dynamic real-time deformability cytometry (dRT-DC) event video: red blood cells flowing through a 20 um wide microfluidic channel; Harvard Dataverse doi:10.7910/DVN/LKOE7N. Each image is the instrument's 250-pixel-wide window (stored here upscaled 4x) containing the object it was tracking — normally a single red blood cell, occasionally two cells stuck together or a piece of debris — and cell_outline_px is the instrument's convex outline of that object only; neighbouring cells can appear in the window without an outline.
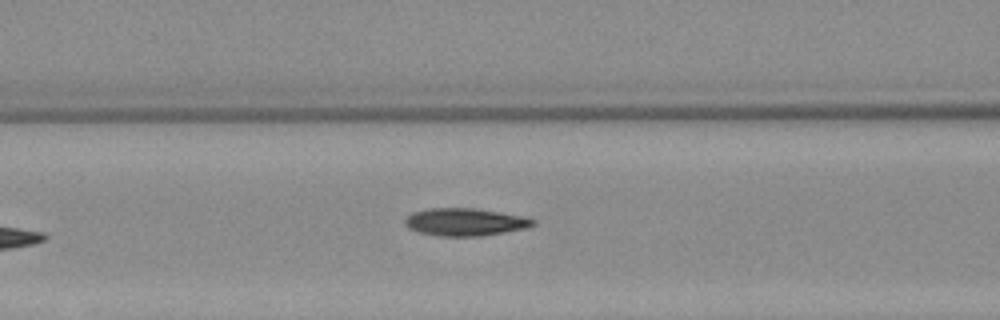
{"species": "Egyptian fruit bat (a non-hibernating species)", "species_latin": "Rousettus aegyptiacus", "temperature_condition": "warm", "stored_images_in_passage": 4, "camera_frame_rate_fps": 3000, "um_per_image_px": 0.085, "animal": {"sex": "female"}, "frame": {"image": 1, "passage_image": 4, "time_ms": 3.667, "image_size_px": [1000, 320], "cell_outline_px": [[536, 224], [528, 228], [480, 236], [440, 236], [420, 232], [408, 228], [404, 224], [404, 220], [412, 212], [428, 208], [472, 208], [500, 212], [524, 216], [536, 220]], "centroid_in_image_um": [39.54, 18.87], "position_along_channel_um": 127.1, "area_um2": 20.63}}